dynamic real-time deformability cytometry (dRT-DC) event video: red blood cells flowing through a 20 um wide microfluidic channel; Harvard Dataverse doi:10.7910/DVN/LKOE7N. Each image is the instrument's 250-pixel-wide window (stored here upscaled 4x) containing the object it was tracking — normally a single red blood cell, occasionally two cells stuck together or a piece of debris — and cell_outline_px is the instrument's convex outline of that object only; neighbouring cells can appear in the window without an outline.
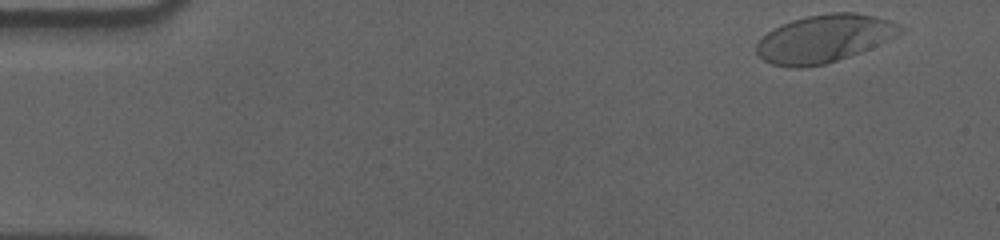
{"species": "human", "species_latin": "Homo sapiens", "temperature_condition": "cold", "stored_images_in_passage": 54, "camera_frame_rate_fps": 3000, "um_per_image_px": 0.085, "donor": {"sex": "male"}, "frame": {"image": 1, "passage_image": 1, "time_ms": 0.0, "image_size_px": [1000, 240], "cell_outline_px": [[904, 32], [888, 40], [848, 56], [824, 64], [800, 68], [792, 68], [772, 64], [764, 60], [756, 52], [756, 44], [768, 32], [792, 20], [808, 16], [832, 12], [856, 12], [876, 16], [892, 20], [904, 28]], "centroid_in_image_um": [70.09, 3.27], "position_along_channel_um": 14.9, "area_um2": 39.59}}
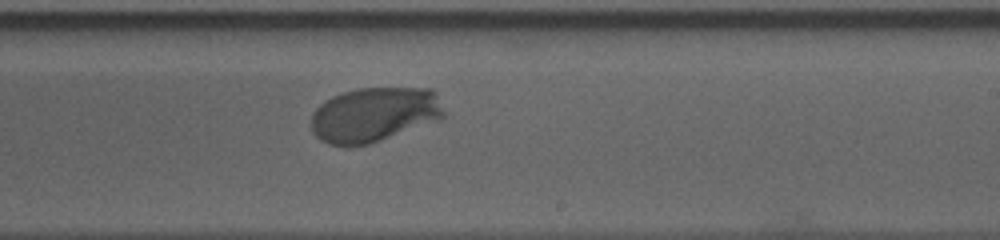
{"frame": {"image": 2, "passage_image": 32, "time_ms": 10.333, "image_size_px": [1000, 240], "cell_outline_px": [[444, 116], [440, 120], [368, 144], [352, 148], [344, 148], [328, 144], [320, 140], [312, 132], [312, 112], [324, 100], [332, 96], [356, 88], [432, 88], [436, 92], [444, 112]], "centroid_in_image_um": [31.78, 9.76], "position_along_channel_um": 257.2, "area_um2": 42.83}}
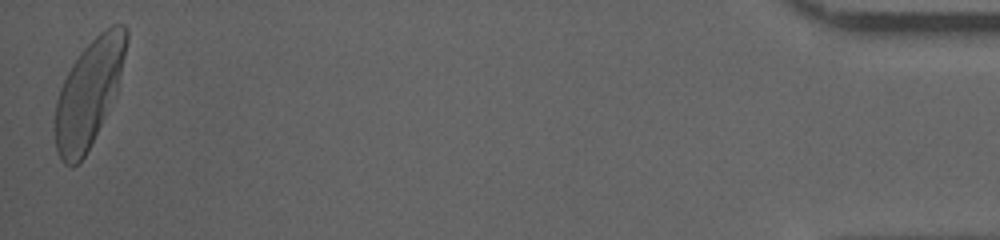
{"frame": {"image": 3, "passage_image": 54, "time_ms": 17.667, "image_size_px": [1000, 240], "cell_outline_px": [[128, 40], [116, 92], [80, 164], [72, 168], [64, 164], [56, 148], [52, 128], [56, 100], [60, 88], [72, 64], [80, 52], [100, 32], [112, 24], [124, 24], [128, 28]], "centroid_in_image_um": [7.5, 7.92], "position_along_channel_um": 427.7, "area_um2": 43.93}, "authors_computed_cell_mechanics": {"area_um2": 41.4715, "velocity_mm_per_s": 3.5302, "shape_relaxation_time_tau1_ms": 2.7676, "shape_relaxation_time_tau2_ms": null, "deformation_change_tau1": 0.1533, "deformation_change_tau2": null}}